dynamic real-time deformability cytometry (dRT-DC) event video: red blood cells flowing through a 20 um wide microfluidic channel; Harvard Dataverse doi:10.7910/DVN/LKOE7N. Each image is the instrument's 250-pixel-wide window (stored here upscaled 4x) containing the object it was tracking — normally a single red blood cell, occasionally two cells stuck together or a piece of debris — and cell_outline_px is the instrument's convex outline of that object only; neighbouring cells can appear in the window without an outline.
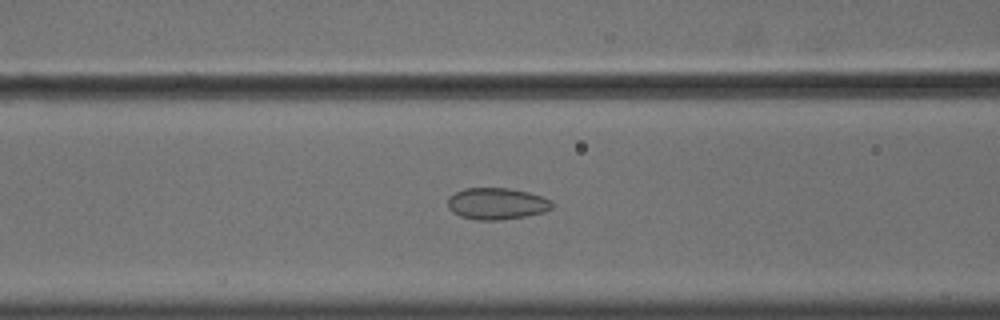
{"species": "common noctule bat (a hibernating species)", "species_latin": "Nyctalus noctula", "temperature_condition": "cold", "stored_images_in_passage": 56, "camera_frame_rate_fps": 3000, "um_per_image_px": 0.085, "animal": {"sex": "male", "body_mass_g": 18.8}, "frame": {"image": 1, "passage_image": 24, "time_ms": 7.667, "image_size_px": [1000, 320], "cell_outline_px": [[552, 208], [544, 212], [528, 216], [500, 220], [476, 220], [460, 216], [452, 212], [448, 208], [448, 196], [464, 188], [508, 188], [528, 192], [552, 200]], "centroid_in_image_um": [42.21, 17.32], "position_along_channel_um": 124.4, "area_um2": 19.36}}
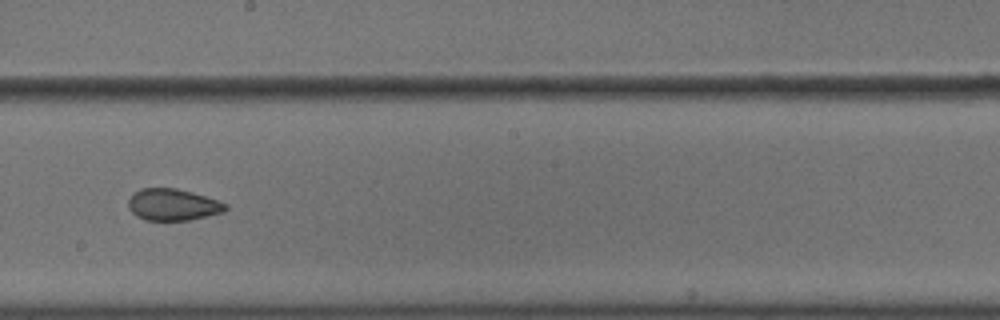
{"frame": {"image": 2, "passage_image": 33, "time_ms": 10.667, "image_size_px": [1000, 320], "cell_outline_px": [[228, 208], [224, 212], [208, 216], [188, 220], [144, 220], [136, 216], [128, 208], [128, 200], [140, 188], [176, 188], [192, 192], [228, 204]], "centroid_in_image_um": [14.69, 17.4], "position_along_channel_um": 233.5, "area_um2": 17.92}}
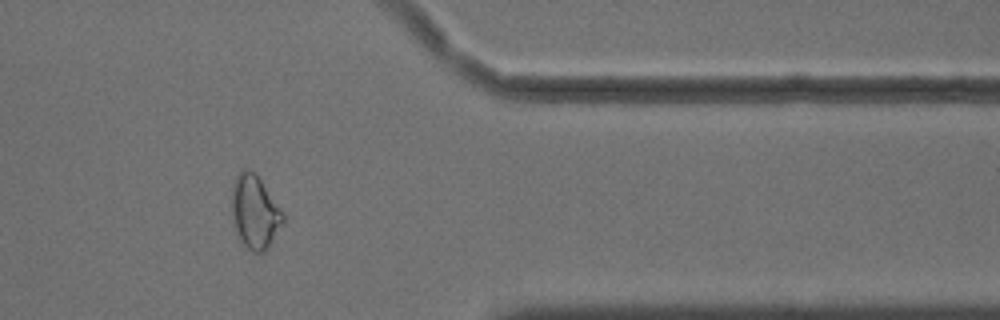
{"frame": {"image": 3, "passage_image": 47, "time_ms": 15.333, "image_size_px": [1000, 320], "cell_outline_px": [[284, 220], [268, 248], [264, 252], [252, 252], [244, 248], [236, 228], [232, 216], [232, 184], [236, 176], [244, 168], [248, 168], [256, 172], [284, 212]], "centroid_in_image_um": [21.67, 17.99], "position_along_channel_um": 389.7, "area_um2": 22.08}, "authors_computed_cell_mechanics": {"area_um2": 21.0681, "velocity_mm_per_s": 3.6349, "shape_relaxation_time_tau1_ms": null, "shape_relaxation_time_tau2_ms": 2.1891, "deformation_change_tau1": null, "deformation_change_tau2": 0.0636}}